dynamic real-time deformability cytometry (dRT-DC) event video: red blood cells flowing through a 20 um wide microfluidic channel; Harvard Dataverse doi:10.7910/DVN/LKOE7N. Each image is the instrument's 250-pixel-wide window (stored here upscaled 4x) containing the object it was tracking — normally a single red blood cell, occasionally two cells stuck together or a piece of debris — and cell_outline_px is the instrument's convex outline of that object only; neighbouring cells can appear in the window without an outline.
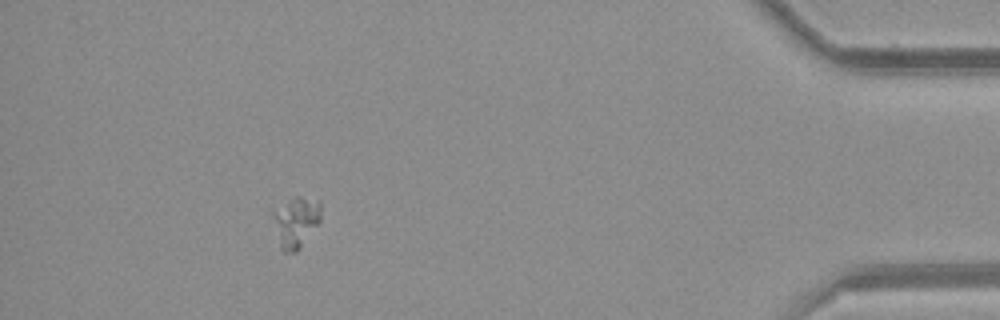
{"species": "common noctule bat (a hibernating species)", "species_latin": "Nyctalus noctula", "temperature_condition": "room temperature", "stored_images_in_passage": 43, "segment_of_instrument_passage": [1, 2], "camera_frame_rate_fps": 3000, "um_per_image_px": 0.085, "animal": {"sex": "female", "body_mass_g": 21.9}, "frame": {"image": 1, "passage_image": 37, "time_ms": 12.0, "image_size_px": [1000, 320], "cell_outline_px": [[320, 220], [300, 248], [296, 252], [284, 252], [280, 248], [272, 212], [272, 208], [296, 196], [300, 196], [320, 200]], "centroid_in_image_um": [25.14, 18.84], "position_along_channel_um": 410.1, "area_um2": 14.1}}